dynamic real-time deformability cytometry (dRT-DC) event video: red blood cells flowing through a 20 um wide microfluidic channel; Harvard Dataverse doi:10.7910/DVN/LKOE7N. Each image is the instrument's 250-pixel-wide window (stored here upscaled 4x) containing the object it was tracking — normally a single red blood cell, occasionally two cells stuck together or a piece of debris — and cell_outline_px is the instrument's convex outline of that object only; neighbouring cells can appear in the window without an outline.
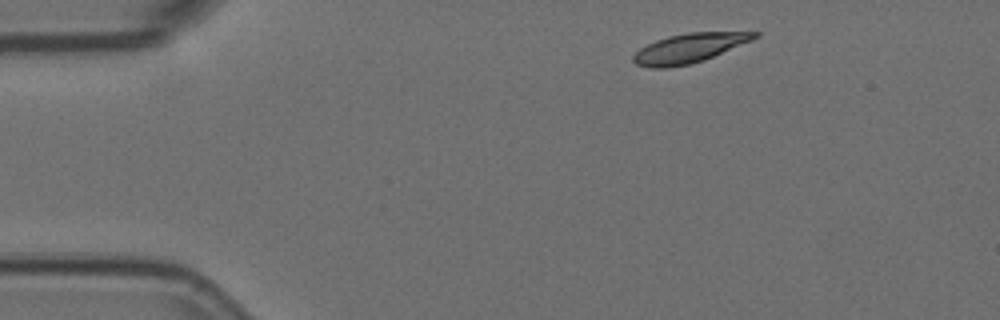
{"species": "Egyptian fruit bat (a non-hibernating species)", "species_latin": "Rousettus aegyptiacus", "temperature_condition": "room temperature", "stored_images_in_passage": 3, "camera_frame_rate_fps": 3000, "um_per_image_px": 0.085, "animal": {"sex": "female"}, "frame": {"image": 1, "passage_image": 1, "time_ms": 0.0, "image_size_px": [1000, 320], "cell_outline_px": [[760, 36], [752, 40], [704, 60], [688, 64], [668, 68], [648, 68], [636, 64], [632, 60], [632, 56], [640, 48], [656, 40], [668, 36], [688, 32], [760, 32]], "centroid_in_image_um": [58.56, 4.09], "position_along_channel_um": 26.4, "area_um2": 20.63}}